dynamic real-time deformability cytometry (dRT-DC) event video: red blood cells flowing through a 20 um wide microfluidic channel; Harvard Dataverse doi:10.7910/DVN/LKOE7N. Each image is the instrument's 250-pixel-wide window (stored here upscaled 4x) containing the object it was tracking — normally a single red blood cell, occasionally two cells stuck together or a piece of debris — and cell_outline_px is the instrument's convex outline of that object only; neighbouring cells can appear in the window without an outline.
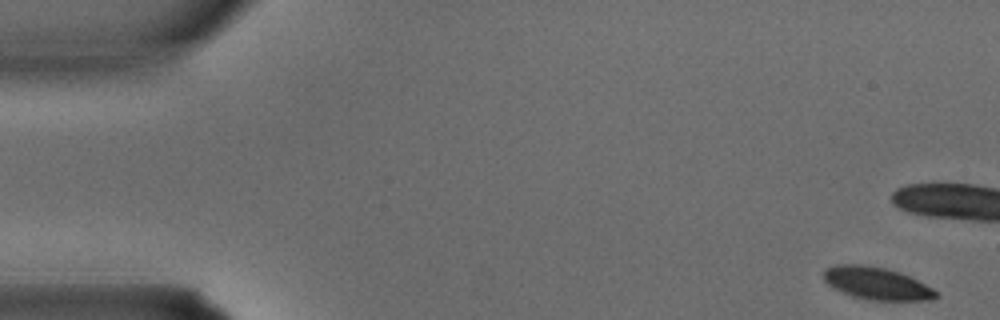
{"species": "common noctule bat (a hibernating species)", "species_latin": "Nyctalus noctula", "temperature_condition": "warm", "stored_images_in_passage": 35, "camera_frame_rate_fps": 3000, "um_per_image_px": 0.085, "animal": {"sex": "male", "body_mass_g": 15.6}, "frame": {"image": 1, "passage_image": 1, "time_ms": 0.0, "image_size_px": [1000, 320], "cell_outline_px": [[940, 296], [932, 300], [868, 300], [852, 296], [832, 288], [824, 280], [824, 268], [836, 264], [864, 264], [884, 268], [900, 272], [932, 288]], "centroid_in_image_um": [74.48, 24.08], "position_along_channel_um": 10.5, "area_um2": 21.27}}